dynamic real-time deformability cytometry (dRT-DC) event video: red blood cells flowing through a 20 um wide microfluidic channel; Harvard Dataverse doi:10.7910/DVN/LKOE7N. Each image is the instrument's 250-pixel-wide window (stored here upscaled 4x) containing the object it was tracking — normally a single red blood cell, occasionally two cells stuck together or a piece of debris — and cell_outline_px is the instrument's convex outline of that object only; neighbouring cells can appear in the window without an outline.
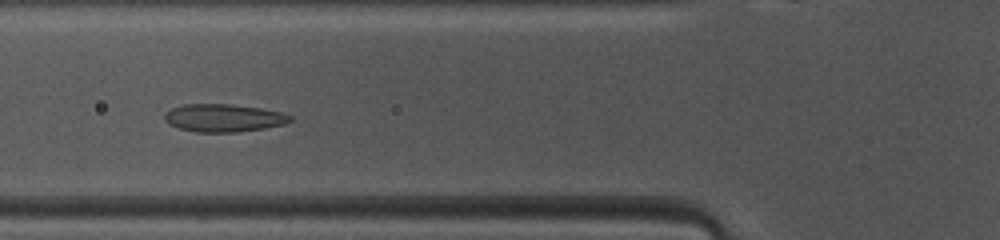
{"species": "common noctule bat (a hibernating species)", "species_latin": "Nyctalus noctula", "temperature_condition": "warm", "stored_images_in_passage": 32, "camera_frame_rate_fps": 3000, "um_per_image_px": 0.085, "animal": {"sex": "female", "body_mass_g": 10.0, "forearm_length_mm": 53.1}, "frame": {"image": 1, "passage_image": 7, "time_ms": 2.0, "image_size_px": [1000, 240], "cell_outline_px": [[292, 120], [284, 124], [264, 128], [236, 132], [196, 132], [180, 128], [168, 124], [164, 120], [164, 116], [172, 108], [184, 104], [232, 104], [260, 108], [280, 112], [292, 116]], "centroid_in_image_um": [19.0, 10.02], "position_along_channel_um": 106.8, "area_um2": 20.23}}
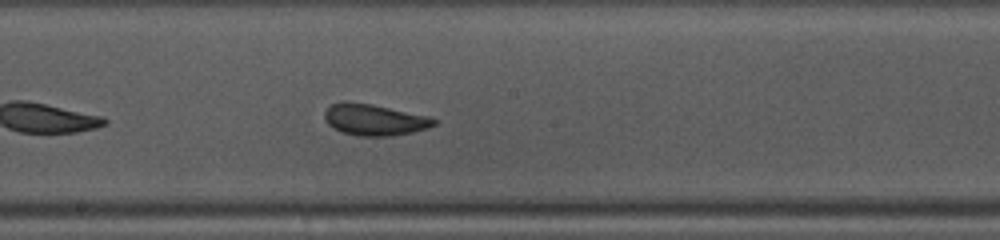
{"frame": {"image": 2, "passage_image": 15, "time_ms": 4.667, "image_size_px": [1000, 240], "cell_outline_px": [[436, 124], [428, 128], [412, 132], [392, 136], [356, 136], [344, 132], [328, 124], [324, 120], [324, 112], [332, 104], [340, 100], [348, 100], [372, 104], [428, 116], [436, 120]], "centroid_in_image_um": [31.79, 10.16], "position_along_channel_um": 216.4, "area_um2": 20.06}}
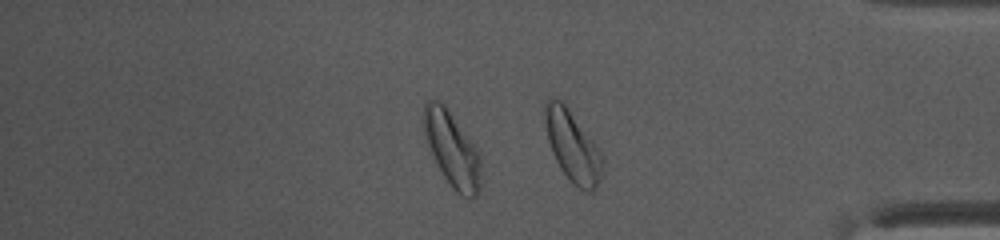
{"frame": {"image": 3, "passage_image": 29, "time_ms": 9.333, "image_size_px": [1000, 240], "cell_outline_px": [[480, 184], [476, 196], [460, 196], [452, 188], [444, 176], [424, 136], [424, 104], [428, 100], [436, 100], [444, 104], [476, 148], [480, 160]], "centroid_in_image_um": [38.42, 12.68], "position_along_channel_um": 396.8, "area_um2": 24.1}, "authors_computed_cell_mechanics": {"area_um2": 19.9699, "velocity_mm_per_s": 4.1029, "shape_relaxation_time_tau1_ms": 5.1903, "shape_relaxation_time_tau2_ms": 1.4621, "deformation_change_tau1": 0.1353, "deformation_change_tau2": 0.0744}}